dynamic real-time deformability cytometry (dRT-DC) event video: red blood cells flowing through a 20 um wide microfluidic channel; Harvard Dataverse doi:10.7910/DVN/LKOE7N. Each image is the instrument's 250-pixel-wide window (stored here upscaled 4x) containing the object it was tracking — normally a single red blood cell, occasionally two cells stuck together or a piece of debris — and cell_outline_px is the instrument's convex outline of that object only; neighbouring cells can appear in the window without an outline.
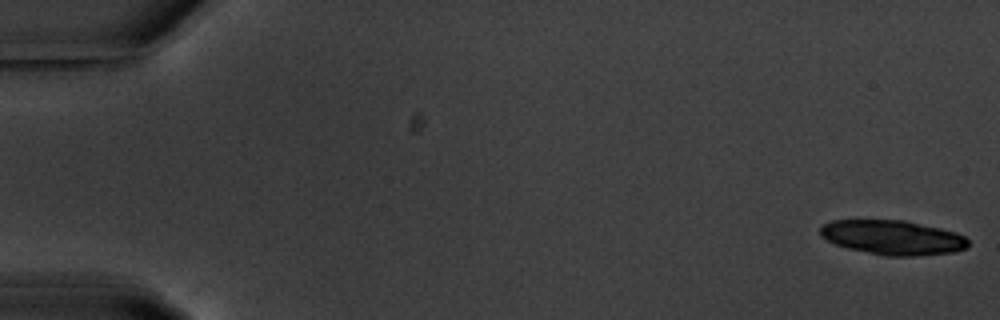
{"species": "common noctule bat (a hibernating species)", "species_latin": "Nyctalus noctula", "temperature_condition": "warm", "stored_images_in_passage": 7, "camera_frame_rate_fps": 3000, "um_per_image_px": 0.085, "animal": {"sex": "male", "body_mass_g": 20.1, "forearm_length_mm": 53.5}, "frame": {"image": 1, "passage_image": 1, "time_ms": 0.0, "image_size_px": [1000, 320], "cell_outline_px": [[968, 248], [952, 252], [912, 256], [888, 256], [848, 248], [836, 244], [820, 236], [820, 224], [832, 220], [904, 220], [940, 228], [956, 232], [964, 236], [968, 240]], "centroid_in_image_um": [75.87, 20.17], "position_along_channel_um": 9.1, "area_um2": 29.65}}